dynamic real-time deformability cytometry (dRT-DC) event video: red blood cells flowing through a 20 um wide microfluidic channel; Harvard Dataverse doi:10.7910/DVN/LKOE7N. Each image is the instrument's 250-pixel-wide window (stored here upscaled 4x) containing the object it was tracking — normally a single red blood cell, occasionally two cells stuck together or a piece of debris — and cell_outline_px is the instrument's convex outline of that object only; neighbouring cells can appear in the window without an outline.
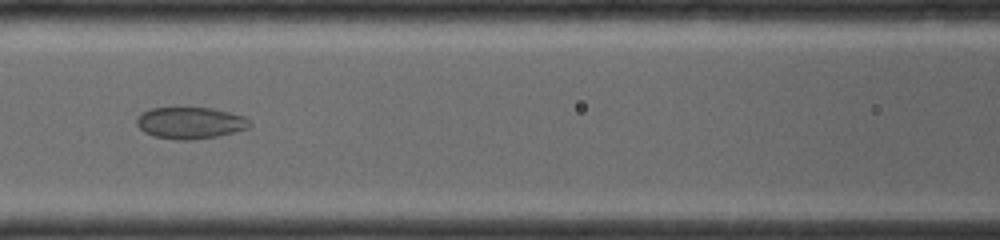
{"species": "common noctule bat (a hibernating species)", "species_latin": "Nyctalus noctula", "temperature_condition": "room temperature", "stored_images_in_passage": 85, "camera_frame_rate_fps": 4000, "um_per_image_px": 0.085, "animal": {"sex": "female", "body_mass_g": 19.0, "forearm_length_mm": 56.7}, "frame": {"image": 1, "passage_image": 37, "time_ms": 6.0, "image_size_px": [1000, 240], "cell_outline_px": [[252, 124], [248, 128], [216, 136], [192, 140], [180, 140], [152, 136], [144, 132], [136, 124], [136, 120], [144, 112], [152, 108], [212, 108], [244, 116]], "centroid_in_image_um": [16.16, 10.45], "position_along_channel_um": 150.4, "area_um2": 20.58}}
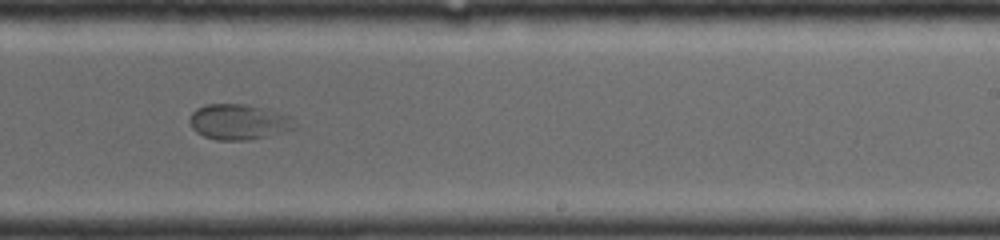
{"frame": {"image": 2, "passage_image": 52, "time_ms": 8.75, "image_size_px": [1000, 240], "cell_outline_px": [[296, 128], [248, 140], [216, 140], [204, 136], [196, 132], [192, 128], [188, 120], [192, 112], [196, 108], [208, 104], [244, 104], [292, 116]], "centroid_in_image_um": [20.23, 10.36], "position_along_channel_um": 268.8, "area_um2": 21.44}}
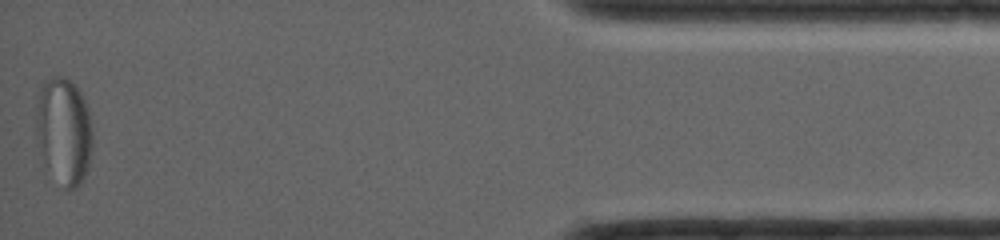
{"frame": {"image": 3, "passage_image": 84, "time_ms": 14.0, "image_size_px": [1000, 240], "cell_outline_px": [[92, 148], [88, 168], [80, 184], [72, 188], [60, 188], [44, 152], [36, 124], [36, 116], [40, 92], [44, 80], [52, 76], [60, 76], [68, 80], [80, 92], [88, 108], [92, 132]], "centroid_in_image_um": [5.49, 11.1], "position_along_channel_um": 429.7, "area_um2": 33.81}}